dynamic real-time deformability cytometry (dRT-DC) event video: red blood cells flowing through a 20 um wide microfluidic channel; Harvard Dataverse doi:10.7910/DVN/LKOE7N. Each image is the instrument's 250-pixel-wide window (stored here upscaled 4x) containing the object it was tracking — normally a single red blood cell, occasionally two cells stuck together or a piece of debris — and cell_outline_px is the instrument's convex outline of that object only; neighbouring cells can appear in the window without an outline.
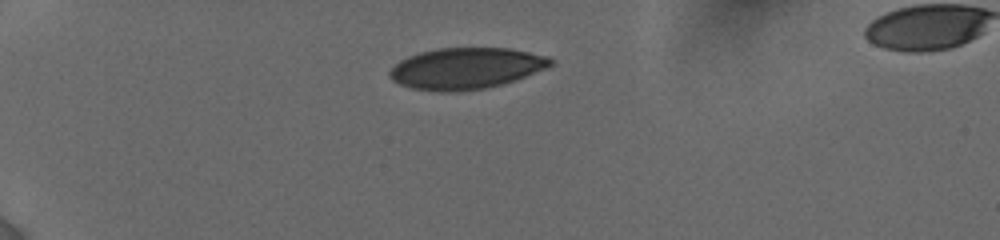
{"species": "human", "species_latin": "Homo sapiens", "temperature_condition": "cold", "stored_images_in_passage": 48, "camera_frame_rate_fps": 3000, "um_per_image_px": 0.085, "donor": {"sex": "female"}, "frame": {"image": 1, "passage_image": 1, "time_ms": 0.0, "image_size_px": [1000, 240], "cell_outline_px": [[556, 64], [516, 80], [504, 84], [484, 88], [460, 92], [436, 92], [412, 88], [400, 84], [392, 80], [388, 76], [388, 72], [400, 60], [408, 56], [420, 52], [436, 48], [508, 48], [548, 56]], "centroid_in_image_um": [39.61, 5.82], "position_along_channel_um": 45.4, "area_um2": 38.96}}
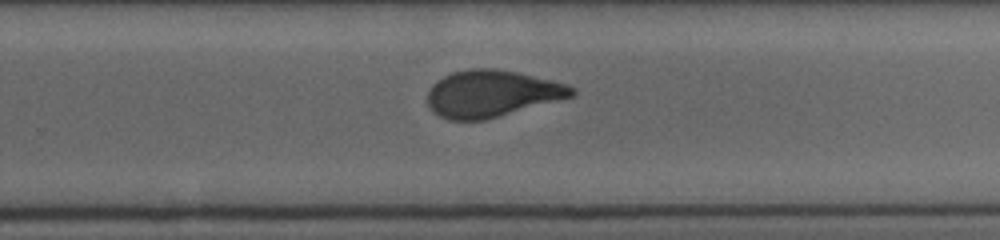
{"frame": {"image": 2, "passage_image": 27, "time_ms": 7.667, "image_size_px": [1000, 240], "cell_outline_px": [[576, 92], [572, 96], [484, 120], [448, 120], [432, 112], [428, 104], [428, 92], [432, 84], [436, 80], [452, 72], [472, 68], [492, 68], [516, 72], [568, 84], [576, 88]], "centroid_in_image_um": [41.76, 7.95], "position_along_channel_um": 288.0, "area_um2": 39.07}}
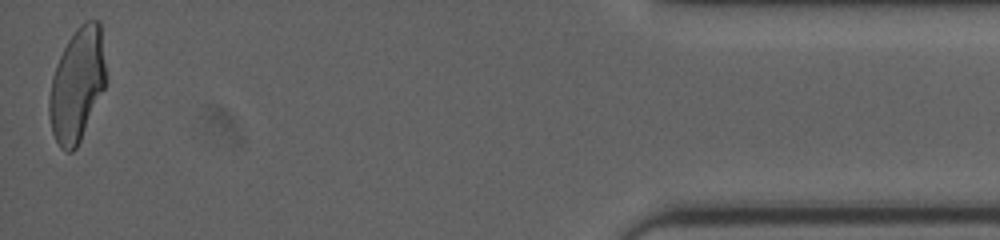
{"frame": {"image": 3, "passage_image": 48, "time_ms": 13.0, "image_size_px": [1000, 240], "cell_outline_px": [[108, 80], [80, 140], [76, 148], [72, 152], [68, 152], [60, 148], [52, 132], [48, 112], [48, 100], [52, 76], [56, 64], [68, 40], [76, 28], [84, 20], [100, 20]], "centroid_in_image_um": [6.57, 7.17], "position_along_channel_um": 428.6, "area_um2": 37.8}, "authors_computed_cell_mechanics": {"area_um2": 39.7375, "velocity_mm_per_s": 3.8429, "shape_relaxation_time_tau1_ms": 5.4356, "shape_relaxation_time_tau2_ms": 1.2372, "deformation_change_tau1": 0.1789, "deformation_change_tau2": 0.0611}}